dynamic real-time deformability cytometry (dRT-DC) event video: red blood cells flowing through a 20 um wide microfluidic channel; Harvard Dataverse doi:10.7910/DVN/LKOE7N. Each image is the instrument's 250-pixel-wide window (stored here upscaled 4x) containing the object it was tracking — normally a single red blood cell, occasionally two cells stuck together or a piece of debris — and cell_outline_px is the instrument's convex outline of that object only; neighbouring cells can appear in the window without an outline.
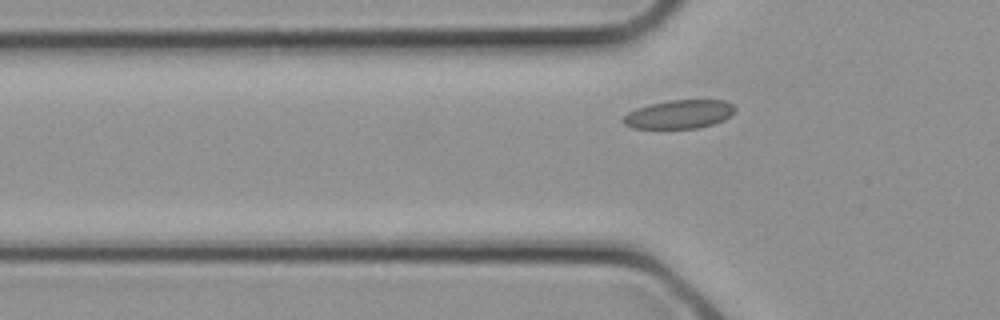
{"species": "common noctule bat (a hibernating species)", "species_latin": "Nyctalus noctula", "temperature_condition": "cold", "stored_images_in_passage": 2, "camera_frame_rate_fps": 3000, "um_per_image_px": 0.085, "animal": {"sex": "female", "body_mass_g": 21.9}, "frame": {"image": 1, "passage_image": 2, "time_ms": 0.333, "image_size_px": [1000, 320], "cell_outline_px": [[736, 108], [724, 120], [700, 128], [632, 128], [624, 124], [620, 120], [628, 112], [636, 108], [648, 104], [668, 100], [724, 100], [732, 104]], "centroid_in_image_um": [57.69, 9.71], "position_along_channel_um": 68.1, "area_um2": 18.67}}